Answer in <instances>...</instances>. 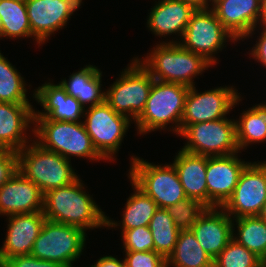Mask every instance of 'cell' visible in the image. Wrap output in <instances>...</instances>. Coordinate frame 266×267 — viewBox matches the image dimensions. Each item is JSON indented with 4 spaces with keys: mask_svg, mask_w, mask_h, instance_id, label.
<instances>
[{
    "mask_svg": "<svg viewBox=\"0 0 266 267\" xmlns=\"http://www.w3.org/2000/svg\"><path fill=\"white\" fill-rule=\"evenodd\" d=\"M68 77L69 79H61L59 83L68 95L80 102L84 109L105 102L106 91L101 88L102 71L95 65L88 64Z\"/></svg>",
    "mask_w": 266,
    "mask_h": 267,
    "instance_id": "cb8c5ba5",
    "label": "cell"
},
{
    "mask_svg": "<svg viewBox=\"0 0 266 267\" xmlns=\"http://www.w3.org/2000/svg\"><path fill=\"white\" fill-rule=\"evenodd\" d=\"M167 267H214V259L204 251L191 230L180 231Z\"/></svg>",
    "mask_w": 266,
    "mask_h": 267,
    "instance_id": "484cf974",
    "label": "cell"
},
{
    "mask_svg": "<svg viewBox=\"0 0 266 267\" xmlns=\"http://www.w3.org/2000/svg\"><path fill=\"white\" fill-rule=\"evenodd\" d=\"M0 267H14L10 260L0 258Z\"/></svg>",
    "mask_w": 266,
    "mask_h": 267,
    "instance_id": "b9f144b4",
    "label": "cell"
},
{
    "mask_svg": "<svg viewBox=\"0 0 266 267\" xmlns=\"http://www.w3.org/2000/svg\"><path fill=\"white\" fill-rule=\"evenodd\" d=\"M149 229L153 236L154 251L167 259L175 248L180 230L165 208L155 211Z\"/></svg>",
    "mask_w": 266,
    "mask_h": 267,
    "instance_id": "4dcf8cb0",
    "label": "cell"
},
{
    "mask_svg": "<svg viewBox=\"0 0 266 267\" xmlns=\"http://www.w3.org/2000/svg\"><path fill=\"white\" fill-rule=\"evenodd\" d=\"M17 170V152L9 149H3L0 152V187Z\"/></svg>",
    "mask_w": 266,
    "mask_h": 267,
    "instance_id": "d590c367",
    "label": "cell"
},
{
    "mask_svg": "<svg viewBox=\"0 0 266 267\" xmlns=\"http://www.w3.org/2000/svg\"><path fill=\"white\" fill-rule=\"evenodd\" d=\"M232 228V239L266 263V222L259 216L241 217L233 219Z\"/></svg>",
    "mask_w": 266,
    "mask_h": 267,
    "instance_id": "83f0119b",
    "label": "cell"
},
{
    "mask_svg": "<svg viewBox=\"0 0 266 267\" xmlns=\"http://www.w3.org/2000/svg\"><path fill=\"white\" fill-rule=\"evenodd\" d=\"M236 122V140L240 150L249 145L266 142V109L257 104L244 110Z\"/></svg>",
    "mask_w": 266,
    "mask_h": 267,
    "instance_id": "4316f807",
    "label": "cell"
},
{
    "mask_svg": "<svg viewBox=\"0 0 266 267\" xmlns=\"http://www.w3.org/2000/svg\"><path fill=\"white\" fill-rule=\"evenodd\" d=\"M228 41L235 44L237 39L217 19L213 10L206 8L193 12L179 44L216 65L219 62L215 56L227 47Z\"/></svg>",
    "mask_w": 266,
    "mask_h": 267,
    "instance_id": "9c48e42d",
    "label": "cell"
},
{
    "mask_svg": "<svg viewBox=\"0 0 266 267\" xmlns=\"http://www.w3.org/2000/svg\"><path fill=\"white\" fill-rule=\"evenodd\" d=\"M236 119L227 117L188 125L180 134L186 139L182 150L208 157L240 152L236 140Z\"/></svg>",
    "mask_w": 266,
    "mask_h": 267,
    "instance_id": "30bf717a",
    "label": "cell"
},
{
    "mask_svg": "<svg viewBox=\"0 0 266 267\" xmlns=\"http://www.w3.org/2000/svg\"><path fill=\"white\" fill-rule=\"evenodd\" d=\"M266 263L254 252L231 239L214 259V267H264Z\"/></svg>",
    "mask_w": 266,
    "mask_h": 267,
    "instance_id": "1f68e13d",
    "label": "cell"
},
{
    "mask_svg": "<svg viewBox=\"0 0 266 267\" xmlns=\"http://www.w3.org/2000/svg\"><path fill=\"white\" fill-rule=\"evenodd\" d=\"M33 98L43 107L42 111L34 110V118L47 117L49 120L81 122L84 119V108L80 102L68 95L64 88L52 81L45 82L34 90Z\"/></svg>",
    "mask_w": 266,
    "mask_h": 267,
    "instance_id": "ffe728a7",
    "label": "cell"
},
{
    "mask_svg": "<svg viewBox=\"0 0 266 267\" xmlns=\"http://www.w3.org/2000/svg\"><path fill=\"white\" fill-rule=\"evenodd\" d=\"M155 3L148 13L146 27L160 38L177 35L178 37L173 38L176 40L172 39L169 43H179L196 9L182 0H158Z\"/></svg>",
    "mask_w": 266,
    "mask_h": 267,
    "instance_id": "44dd1931",
    "label": "cell"
},
{
    "mask_svg": "<svg viewBox=\"0 0 266 267\" xmlns=\"http://www.w3.org/2000/svg\"><path fill=\"white\" fill-rule=\"evenodd\" d=\"M211 5L217 19L237 39L236 43L253 38L254 32L261 30V0H212Z\"/></svg>",
    "mask_w": 266,
    "mask_h": 267,
    "instance_id": "9a60e30c",
    "label": "cell"
},
{
    "mask_svg": "<svg viewBox=\"0 0 266 267\" xmlns=\"http://www.w3.org/2000/svg\"><path fill=\"white\" fill-rule=\"evenodd\" d=\"M90 267H126L125 260L118 259L115 256H103L99 258L94 265L92 264Z\"/></svg>",
    "mask_w": 266,
    "mask_h": 267,
    "instance_id": "f35d334b",
    "label": "cell"
},
{
    "mask_svg": "<svg viewBox=\"0 0 266 267\" xmlns=\"http://www.w3.org/2000/svg\"><path fill=\"white\" fill-rule=\"evenodd\" d=\"M2 38H33L26 4L15 0H0Z\"/></svg>",
    "mask_w": 266,
    "mask_h": 267,
    "instance_id": "f1b7e54d",
    "label": "cell"
},
{
    "mask_svg": "<svg viewBox=\"0 0 266 267\" xmlns=\"http://www.w3.org/2000/svg\"><path fill=\"white\" fill-rule=\"evenodd\" d=\"M15 1H19V2H22V3H27L29 0H15Z\"/></svg>",
    "mask_w": 266,
    "mask_h": 267,
    "instance_id": "f6af8a7d",
    "label": "cell"
},
{
    "mask_svg": "<svg viewBox=\"0 0 266 267\" xmlns=\"http://www.w3.org/2000/svg\"><path fill=\"white\" fill-rule=\"evenodd\" d=\"M208 207L195 199L186 198L166 208L180 231L191 230Z\"/></svg>",
    "mask_w": 266,
    "mask_h": 267,
    "instance_id": "d6a6232c",
    "label": "cell"
},
{
    "mask_svg": "<svg viewBox=\"0 0 266 267\" xmlns=\"http://www.w3.org/2000/svg\"><path fill=\"white\" fill-rule=\"evenodd\" d=\"M15 67L0 51V102L31 104L27 83Z\"/></svg>",
    "mask_w": 266,
    "mask_h": 267,
    "instance_id": "f546056e",
    "label": "cell"
},
{
    "mask_svg": "<svg viewBox=\"0 0 266 267\" xmlns=\"http://www.w3.org/2000/svg\"><path fill=\"white\" fill-rule=\"evenodd\" d=\"M79 177L72 184L44 194L43 214L46 220L76 226L85 232L106 227L107 216L92 195L86 193Z\"/></svg>",
    "mask_w": 266,
    "mask_h": 267,
    "instance_id": "6da1fadb",
    "label": "cell"
},
{
    "mask_svg": "<svg viewBox=\"0 0 266 267\" xmlns=\"http://www.w3.org/2000/svg\"><path fill=\"white\" fill-rule=\"evenodd\" d=\"M132 59L105 90V102L134 123L145 109L154 78L136 57Z\"/></svg>",
    "mask_w": 266,
    "mask_h": 267,
    "instance_id": "8992f818",
    "label": "cell"
},
{
    "mask_svg": "<svg viewBox=\"0 0 266 267\" xmlns=\"http://www.w3.org/2000/svg\"><path fill=\"white\" fill-rule=\"evenodd\" d=\"M9 260L14 267H63L56 262L41 260L32 255L16 256Z\"/></svg>",
    "mask_w": 266,
    "mask_h": 267,
    "instance_id": "8d00e7d4",
    "label": "cell"
},
{
    "mask_svg": "<svg viewBox=\"0 0 266 267\" xmlns=\"http://www.w3.org/2000/svg\"><path fill=\"white\" fill-rule=\"evenodd\" d=\"M189 87L178 84L153 81L144 111L136 119V131L145 135L157 130L169 131L179 135L185 100Z\"/></svg>",
    "mask_w": 266,
    "mask_h": 267,
    "instance_id": "3957f363",
    "label": "cell"
},
{
    "mask_svg": "<svg viewBox=\"0 0 266 267\" xmlns=\"http://www.w3.org/2000/svg\"><path fill=\"white\" fill-rule=\"evenodd\" d=\"M262 1V25H266V0Z\"/></svg>",
    "mask_w": 266,
    "mask_h": 267,
    "instance_id": "60d3db41",
    "label": "cell"
},
{
    "mask_svg": "<svg viewBox=\"0 0 266 267\" xmlns=\"http://www.w3.org/2000/svg\"><path fill=\"white\" fill-rule=\"evenodd\" d=\"M33 107L32 104L0 102V147L2 149L17 152L32 141L31 133L28 136L27 131L32 129V135L34 134L32 125H34L35 108Z\"/></svg>",
    "mask_w": 266,
    "mask_h": 267,
    "instance_id": "d6986e66",
    "label": "cell"
},
{
    "mask_svg": "<svg viewBox=\"0 0 266 267\" xmlns=\"http://www.w3.org/2000/svg\"><path fill=\"white\" fill-rule=\"evenodd\" d=\"M182 1L191 4L195 9H206L210 8L212 0H182Z\"/></svg>",
    "mask_w": 266,
    "mask_h": 267,
    "instance_id": "ab89813d",
    "label": "cell"
},
{
    "mask_svg": "<svg viewBox=\"0 0 266 267\" xmlns=\"http://www.w3.org/2000/svg\"><path fill=\"white\" fill-rule=\"evenodd\" d=\"M2 39V23H1V20H0V40Z\"/></svg>",
    "mask_w": 266,
    "mask_h": 267,
    "instance_id": "ee69618b",
    "label": "cell"
},
{
    "mask_svg": "<svg viewBox=\"0 0 266 267\" xmlns=\"http://www.w3.org/2000/svg\"><path fill=\"white\" fill-rule=\"evenodd\" d=\"M82 0H29L26 3L31 33L38 46L63 29ZM49 38V39H48Z\"/></svg>",
    "mask_w": 266,
    "mask_h": 267,
    "instance_id": "5bb4252c",
    "label": "cell"
},
{
    "mask_svg": "<svg viewBox=\"0 0 266 267\" xmlns=\"http://www.w3.org/2000/svg\"><path fill=\"white\" fill-rule=\"evenodd\" d=\"M83 118L86 132L99 155L106 161H116L114 158L132 121L116 113L106 102L85 108Z\"/></svg>",
    "mask_w": 266,
    "mask_h": 267,
    "instance_id": "8fae6325",
    "label": "cell"
},
{
    "mask_svg": "<svg viewBox=\"0 0 266 267\" xmlns=\"http://www.w3.org/2000/svg\"><path fill=\"white\" fill-rule=\"evenodd\" d=\"M6 238L0 247V258L30 255L33 244L46 220L43 211L7 216Z\"/></svg>",
    "mask_w": 266,
    "mask_h": 267,
    "instance_id": "ac0fdd59",
    "label": "cell"
},
{
    "mask_svg": "<svg viewBox=\"0 0 266 267\" xmlns=\"http://www.w3.org/2000/svg\"><path fill=\"white\" fill-rule=\"evenodd\" d=\"M266 202V161L249 162L232 196L221 207L232 219L258 216Z\"/></svg>",
    "mask_w": 266,
    "mask_h": 267,
    "instance_id": "4fadbf2b",
    "label": "cell"
},
{
    "mask_svg": "<svg viewBox=\"0 0 266 267\" xmlns=\"http://www.w3.org/2000/svg\"><path fill=\"white\" fill-rule=\"evenodd\" d=\"M124 251H154V241L149 226L121 231Z\"/></svg>",
    "mask_w": 266,
    "mask_h": 267,
    "instance_id": "836d02e7",
    "label": "cell"
},
{
    "mask_svg": "<svg viewBox=\"0 0 266 267\" xmlns=\"http://www.w3.org/2000/svg\"><path fill=\"white\" fill-rule=\"evenodd\" d=\"M232 224L233 219L221 207L207 208L191 231L204 251L215 259L232 239Z\"/></svg>",
    "mask_w": 266,
    "mask_h": 267,
    "instance_id": "7402d4cb",
    "label": "cell"
},
{
    "mask_svg": "<svg viewBox=\"0 0 266 267\" xmlns=\"http://www.w3.org/2000/svg\"><path fill=\"white\" fill-rule=\"evenodd\" d=\"M262 30L260 36L255 42L256 44L249 50V58L252 57L255 61L261 63V66L266 68V25H261Z\"/></svg>",
    "mask_w": 266,
    "mask_h": 267,
    "instance_id": "74e56055",
    "label": "cell"
},
{
    "mask_svg": "<svg viewBox=\"0 0 266 267\" xmlns=\"http://www.w3.org/2000/svg\"><path fill=\"white\" fill-rule=\"evenodd\" d=\"M265 109H266V102H262V103H260Z\"/></svg>",
    "mask_w": 266,
    "mask_h": 267,
    "instance_id": "bcb514c9",
    "label": "cell"
},
{
    "mask_svg": "<svg viewBox=\"0 0 266 267\" xmlns=\"http://www.w3.org/2000/svg\"><path fill=\"white\" fill-rule=\"evenodd\" d=\"M44 194L18 170L0 187V216L43 211Z\"/></svg>",
    "mask_w": 266,
    "mask_h": 267,
    "instance_id": "e0dca14e",
    "label": "cell"
},
{
    "mask_svg": "<svg viewBox=\"0 0 266 267\" xmlns=\"http://www.w3.org/2000/svg\"><path fill=\"white\" fill-rule=\"evenodd\" d=\"M31 142L17 151V169L38 186L43 194L68 186L80 177L70 160L43 148L34 138Z\"/></svg>",
    "mask_w": 266,
    "mask_h": 267,
    "instance_id": "277c9868",
    "label": "cell"
},
{
    "mask_svg": "<svg viewBox=\"0 0 266 267\" xmlns=\"http://www.w3.org/2000/svg\"><path fill=\"white\" fill-rule=\"evenodd\" d=\"M175 155L174 165L187 198L202 202L208 207L206 184L207 156L179 150Z\"/></svg>",
    "mask_w": 266,
    "mask_h": 267,
    "instance_id": "603a6c76",
    "label": "cell"
},
{
    "mask_svg": "<svg viewBox=\"0 0 266 267\" xmlns=\"http://www.w3.org/2000/svg\"><path fill=\"white\" fill-rule=\"evenodd\" d=\"M126 267H167L166 258L155 251H124Z\"/></svg>",
    "mask_w": 266,
    "mask_h": 267,
    "instance_id": "e575fe53",
    "label": "cell"
},
{
    "mask_svg": "<svg viewBox=\"0 0 266 267\" xmlns=\"http://www.w3.org/2000/svg\"><path fill=\"white\" fill-rule=\"evenodd\" d=\"M258 216L266 222V202L264 203L263 208Z\"/></svg>",
    "mask_w": 266,
    "mask_h": 267,
    "instance_id": "7bdbcfd3",
    "label": "cell"
},
{
    "mask_svg": "<svg viewBox=\"0 0 266 267\" xmlns=\"http://www.w3.org/2000/svg\"><path fill=\"white\" fill-rule=\"evenodd\" d=\"M34 140L43 148L71 161V157L104 160L94 148L83 121L67 122L34 118ZM38 138V139H37Z\"/></svg>",
    "mask_w": 266,
    "mask_h": 267,
    "instance_id": "5b68a950",
    "label": "cell"
},
{
    "mask_svg": "<svg viewBox=\"0 0 266 267\" xmlns=\"http://www.w3.org/2000/svg\"><path fill=\"white\" fill-rule=\"evenodd\" d=\"M238 153L228 156H207L208 208L222 207L232 196L242 170L249 163L238 158Z\"/></svg>",
    "mask_w": 266,
    "mask_h": 267,
    "instance_id": "2e32d148",
    "label": "cell"
},
{
    "mask_svg": "<svg viewBox=\"0 0 266 267\" xmlns=\"http://www.w3.org/2000/svg\"><path fill=\"white\" fill-rule=\"evenodd\" d=\"M137 60L158 81L195 86L194 79L213 65L203 56L184 49L179 43L160 42Z\"/></svg>",
    "mask_w": 266,
    "mask_h": 267,
    "instance_id": "7a4b0ae2",
    "label": "cell"
},
{
    "mask_svg": "<svg viewBox=\"0 0 266 267\" xmlns=\"http://www.w3.org/2000/svg\"><path fill=\"white\" fill-rule=\"evenodd\" d=\"M130 159L128 178L151 197L158 208L166 209L187 198L173 164L156 165L136 155Z\"/></svg>",
    "mask_w": 266,
    "mask_h": 267,
    "instance_id": "52a82bcc",
    "label": "cell"
},
{
    "mask_svg": "<svg viewBox=\"0 0 266 267\" xmlns=\"http://www.w3.org/2000/svg\"><path fill=\"white\" fill-rule=\"evenodd\" d=\"M130 184L134 193H131L127 198L125 208L122 211V221L110 219L108 216L107 229L121 227V230H129L140 226H149L155 211L158 209L156 202L151 197L147 196L132 181Z\"/></svg>",
    "mask_w": 266,
    "mask_h": 267,
    "instance_id": "d4e9b609",
    "label": "cell"
},
{
    "mask_svg": "<svg viewBox=\"0 0 266 267\" xmlns=\"http://www.w3.org/2000/svg\"><path fill=\"white\" fill-rule=\"evenodd\" d=\"M240 101L241 94L233 86H220L200 93L195 86L190 87L185 100L181 132L191 124L227 117Z\"/></svg>",
    "mask_w": 266,
    "mask_h": 267,
    "instance_id": "7c38bea8",
    "label": "cell"
},
{
    "mask_svg": "<svg viewBox=\"0 0 266 267\" xmlns=\"http://www.w3.org/2000/svg\"><path fill=\"white\" fill-rule=\"evenodd\" d=\"M87 235L79 227L45 220L30 255L63 267H74L84 251Z\"/></svg>",
    "mask_w": 266,
    "mask_h": 267,
    "instance_id": "ba28073f",
    "label": "cell"
}]
</instances>
